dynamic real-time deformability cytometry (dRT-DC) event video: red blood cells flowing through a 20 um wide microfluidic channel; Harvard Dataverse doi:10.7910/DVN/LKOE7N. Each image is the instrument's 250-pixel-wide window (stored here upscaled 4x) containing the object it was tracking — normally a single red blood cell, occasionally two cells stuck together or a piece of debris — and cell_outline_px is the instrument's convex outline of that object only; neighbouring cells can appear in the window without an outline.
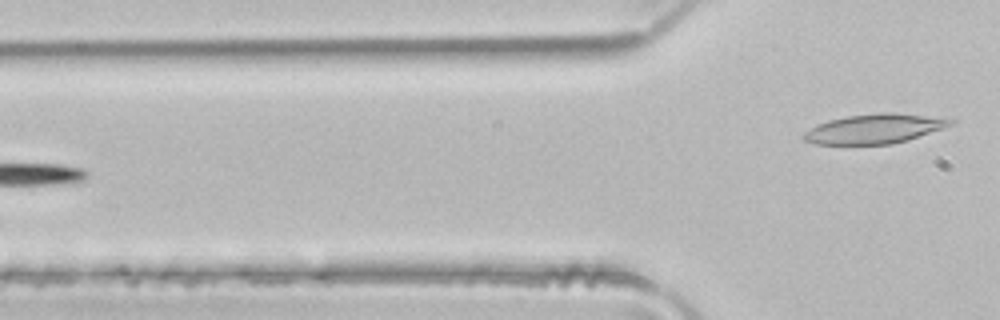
{"species": "common noctule bat (a hibernating species)", "species_latin": "Nyctalus noctula", "temperature_condition": "room temperature", "stored_images_in_passage": 4, "camera_frame_rate_fps": 3000, "um_per_image_px": 0.085, "animal": {"sex": "male", "body_mass_g": 21.5, "forearm_length_mm": 52.0}, "frame": {"image": 1, "passage_image": 4, "time_ms": 1.0, "image_size_px": [1000, 320], "cell_outline_px": [[956, 120], [952, 124], [944, 128], [908, 140], [892, 144], [816, 144], [804, 140], [800, 136], [804, 132], [816, 124], [828, 120], [848, 116], [876, 112], [896, 112], [944, 116]], "centroid_in_image_um": [74.39, 10.92], "position_along_channel_um": 51.4, "area_um2": 25.84}}